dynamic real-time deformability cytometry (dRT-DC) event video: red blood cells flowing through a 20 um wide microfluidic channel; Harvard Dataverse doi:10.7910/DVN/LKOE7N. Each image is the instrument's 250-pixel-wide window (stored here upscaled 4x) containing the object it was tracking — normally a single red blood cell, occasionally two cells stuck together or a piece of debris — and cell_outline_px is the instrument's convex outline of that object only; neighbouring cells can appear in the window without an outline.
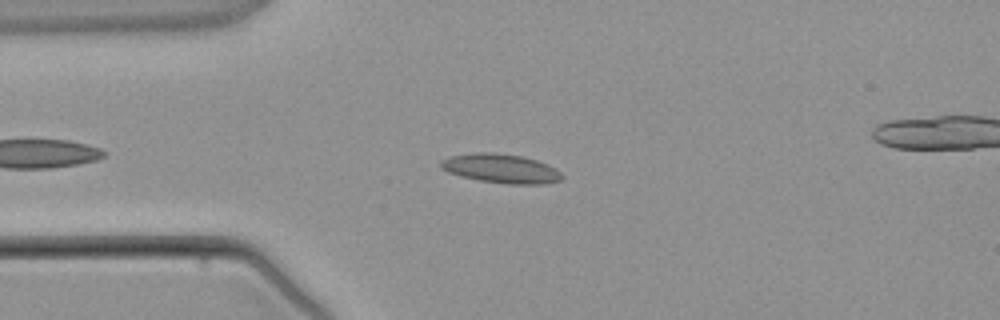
{"species": "common noctule bat (a hibernating species)", "species_latin": "Nyctalus noctula", "temperature_condition": "warm", "stored_images_in_passage": 3, "camera_frame_rate_fps": 3000, "um_per_image_px": 0.085, "animal": {"sex": "male", "body_mass_g": 21.5, "forearm_length_mm": 52.0}, "frame": {"image": 1, "passage_image": 2, "time_ms": 2.0, "image_size_px": [1000, 320], "cell_outline_px": [[564, 176], [560, 180], [548, 184], [508, 184], [480, 180], [460, 176], [448, 172], [440, 168], [440, 160], [448, 156], [476, 152], [496, 152], [520, 156], [536, 160], [548, 164], [556, 168]], "centroid_in_image_um": [42.57, 14.32], "position_along_channel_um": 42.4, "area_um2": 20.75}}